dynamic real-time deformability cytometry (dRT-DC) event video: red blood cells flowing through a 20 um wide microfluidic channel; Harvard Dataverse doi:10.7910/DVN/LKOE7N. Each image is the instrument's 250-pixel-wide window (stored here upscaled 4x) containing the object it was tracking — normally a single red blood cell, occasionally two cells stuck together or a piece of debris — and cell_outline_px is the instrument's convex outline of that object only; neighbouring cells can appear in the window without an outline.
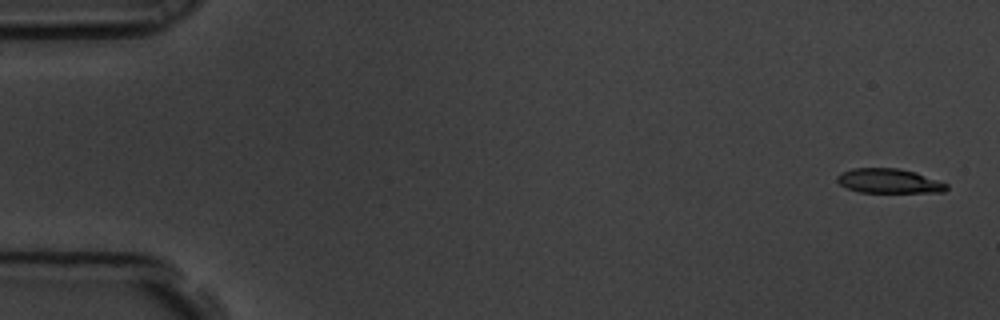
{"species": "common noctule bat (a hibernating species)", "species_latin": "Nyctalus noctula", "temperature_condition": "room temperature", "stored_images_in_passage": 4, "camera_frame_rate_fps": 3000, "um_per_image_px": 0.085, "animal": {"sex": "male", "body_mass_g": 19.5, "forearm_length_mm": 54.6}, "frame": {"image": 1, "passage_image": 1, "time_ms": 0.0, "image_size_px": [1000, 320], "cell_outline_px": [[948, 188], [944, 192], [860, 192], [848, 188], [840, 184], [836, 180], [836, 176], [840, 172], [852, 168], [896, 168], [916, 172], [948, 184]], "centroid_in_image_um": [75.54, 15.37], "position_along_channel_um": 9.5, "area_um2": 15.61}}